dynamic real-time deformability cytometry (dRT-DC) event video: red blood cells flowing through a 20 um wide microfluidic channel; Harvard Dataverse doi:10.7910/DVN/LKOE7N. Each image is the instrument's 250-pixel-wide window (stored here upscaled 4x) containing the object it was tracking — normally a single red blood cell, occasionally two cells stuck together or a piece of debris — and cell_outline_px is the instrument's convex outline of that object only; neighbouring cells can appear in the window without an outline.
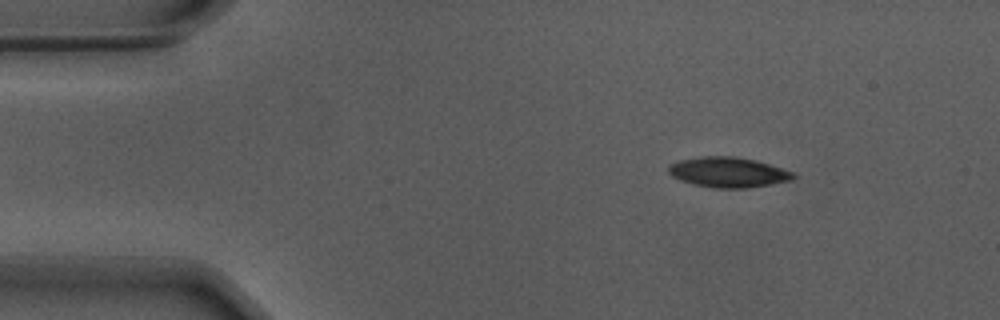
{"species": "Egyptian fruit bat (a non-hibernating species)", "species_latin": "Rousettus aegyptiacus", "temperature_condition": "warm", "stored_images_in_passage": 18, "camera_frame_rate_fps": 3000, "um_per_image_px": 0.085, "animal": {"sex": "male"}, "frame": {"image": 1, "passage_image": 7, "time_ms": 2.0, "image_size_px": [1000, 320], "cell_outline_px": [[796, 176], [792, 180], [772, 184], [744, 188], [716, 188], [696, 184], [680, 180], [672, 176], [668, 172], [668, 168], [672, 164], [680, 160], [700, 156], [732, 156], [756, 160], [792, 172]], "centroid_in_image_um": [61.89, 14.64], "position_along_channel_um": 23.1, "area_um2": 21.68}}
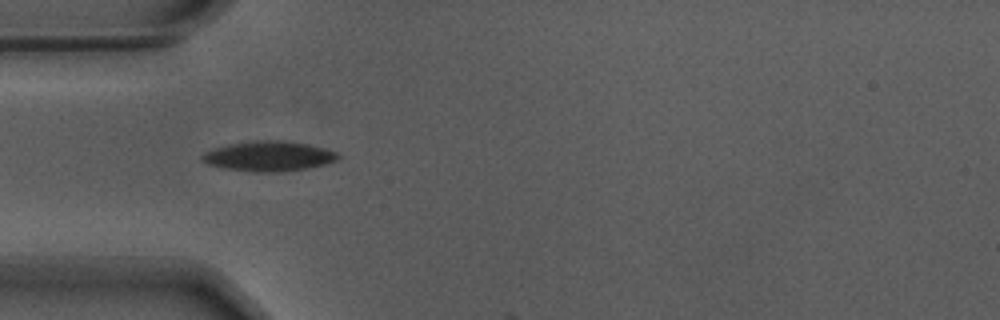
{"frame": {"image": 2, "passage_image": 16, "time_ms": 5.0, "image_size_px": [1000, 320], "cell_outline_px": [[340, 156], [336, 160], [324, 164], [308, 168], [284, 172], [252, 172], [224, 168], [208, 164], [200, 160], [200, 156], [204, 152], [212, 148], [228, 144], [256, 140], [280, 140], [308, 144], [324, 148], [336, 152]], "centroid_in_image_um": [22.8, 13.28], "position_along_channel_um": 62.2, "area_um2": 23.93}}